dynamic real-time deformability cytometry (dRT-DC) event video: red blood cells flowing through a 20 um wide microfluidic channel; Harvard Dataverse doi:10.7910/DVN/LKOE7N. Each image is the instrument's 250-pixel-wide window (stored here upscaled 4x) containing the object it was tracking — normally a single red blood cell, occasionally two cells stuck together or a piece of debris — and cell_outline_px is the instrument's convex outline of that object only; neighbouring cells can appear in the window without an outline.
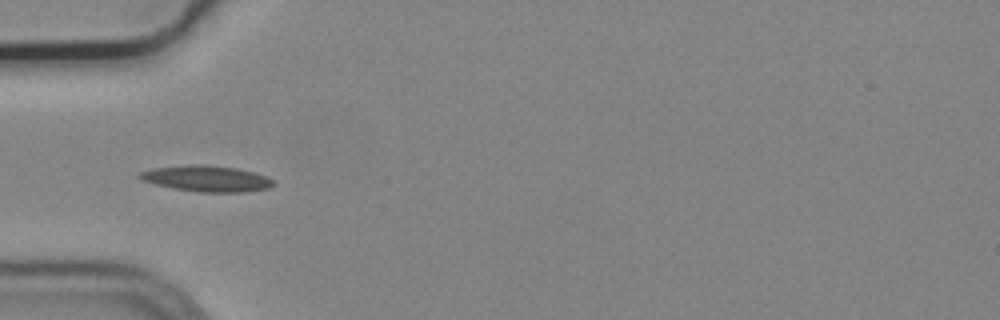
{"species": "common noctule bat (a hibernating species)", "species_latin": "Nyctalus noctula", "temperature_condition": "cold", "stored_images_in_passage": 8, "camera_frame_rate_fps": 3000, "um_per_image_px": 0.085, "animal": {"sex": "male", "body_mass_g": 19.2, "forearm_length_mm": 51.8}, "frame": {"image": 1, "passage_image": 4, "time_ms": 1.0, "image_size_px": [1000, 320], "cell_outline_px": [[276, 184], [268, 188], [244, 192], [200, 192], [172, 188], [140, 180], [136, 176], [140, 172], [152, 168], [192, 164], [208, 164], [236, 168], [252, 172], [264, 176], [272, 180]], "centroid_in_image_um": [17.52, 15.17], "position_along_channel_um": 67.5, "area_um2": 20.29}}
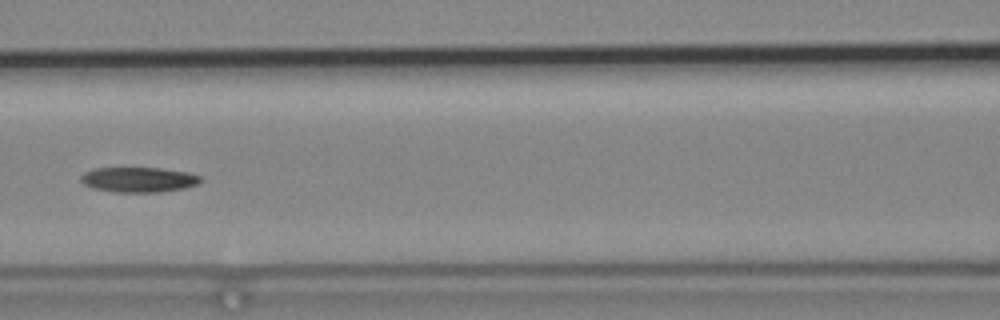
{"frame": {"image": 2, "passage_image": 6, "time_ms": 1.667, "image_size_px": [1000, 320], "cell_outline_px": [[204, 180], [200, 184], [184, 188], [160, 192], [116, 192], [92, 188], [84, 184], [80, 180], [80, 176], [84, 172], [92, 168], [160, 168], [188, 172], [200, 176]], "centroid_in_image_um": [11.8, 15.27], "position_along_channel_um": 154.8, "area_um2": 17.69}}
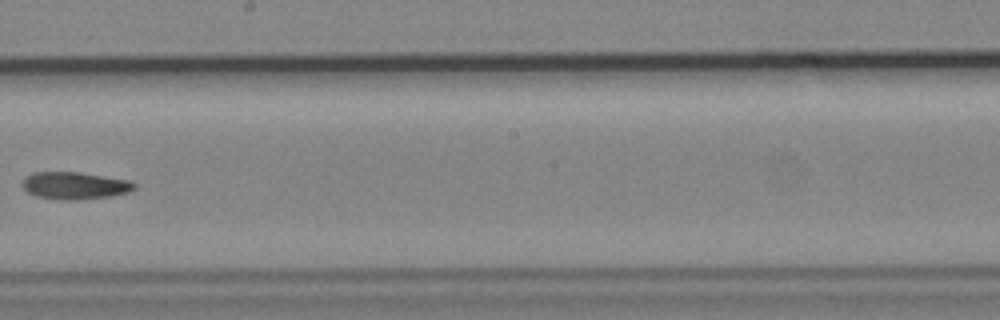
{"frame": {"image": 3, "passage_image": 8, "time_ms": 2.333, "image_size_px": [1000, 320], "cell_outline_px": [[136, 188], [128, 192], [112, 196], [80, 200], [64, 200], [36, 196], [28, 192], [24, 188], [24, 176], [32, 172], [80, 172], [132, 180], [136, 184]], "centroid_in_image_um": [6.4, 15.77], "position_along_channel_um": 241.8, "area_um2": 17.98}}